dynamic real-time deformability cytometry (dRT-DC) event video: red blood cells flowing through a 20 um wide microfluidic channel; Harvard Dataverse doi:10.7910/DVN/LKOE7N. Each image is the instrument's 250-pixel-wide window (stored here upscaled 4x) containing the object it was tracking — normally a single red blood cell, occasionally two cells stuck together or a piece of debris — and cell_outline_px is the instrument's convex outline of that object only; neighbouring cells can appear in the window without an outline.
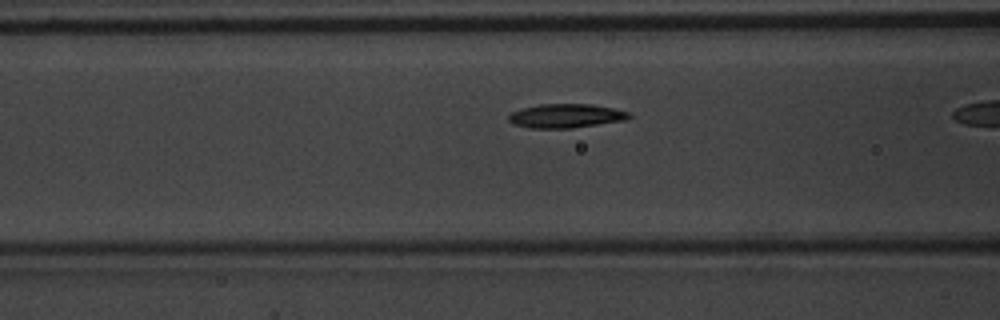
{"species": "common noctule bat (a hibernating species)", "species_latin": "Nyctalus noctula", "temperature_condition": "warm", "stored_images_in_passage": 8, "camera_frame_rate_fps": 3000, "um_per_image_px": 0.085, "animal": {"sex": "male", "body_mass_g": 20.1, "forearm_length_mm": 53.5}, "frame": {"image": 1, "passage_image": 7, "time_ms": 2.0, "image_size_px": [1000, 320], "cell_outline_px": [[632, 116], [628, 120], [572, 128], [528, 128], [516, 124], [508, 120], [508, 116], [512, 112], [524, 108], [540, 104], [592, 104], [612, 108], [628, 112]], "centroid_in_image_um": [48.14, 9.85], "position_along_channel_um": 118.5, "area_um2": 16.76}}